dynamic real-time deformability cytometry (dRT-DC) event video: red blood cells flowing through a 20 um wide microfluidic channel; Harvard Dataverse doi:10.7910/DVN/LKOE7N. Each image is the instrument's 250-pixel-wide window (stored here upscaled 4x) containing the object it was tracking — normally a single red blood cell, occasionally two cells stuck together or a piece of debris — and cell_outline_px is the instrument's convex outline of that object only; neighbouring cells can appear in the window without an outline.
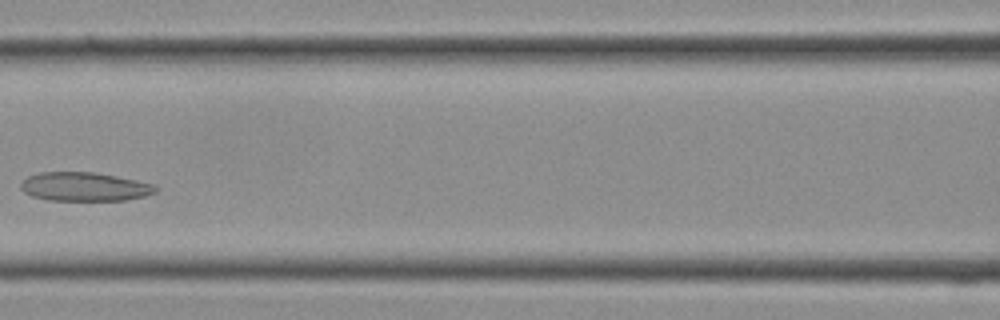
{"species": "Egyptian fruit bat (a non-hibernating species)", "species_latin": "Rousettus aegyptiacus", "temperature_condition": "cold", "stored_images_in_passage": 22, "camera_frame_rate_fps": 3000, "um_per_image_px": 0.085, "frame": {"image": 1, "passage_image": 10, "time_ms": 3.0, "image_size_px": [1000, 320], "cell_outline_px": [[160, 188], [156, 192], [144, 196], [124, 200], [48, 200], [32, 196], [24, 192], [20, 188], [20, 184], [28, 176], [40, 172], [96, 172], [156, 184]], "centroid_in_image_um": [7.21, 15.86], "position_along_channel_um": 159.4, "area_um2": 22.72}}